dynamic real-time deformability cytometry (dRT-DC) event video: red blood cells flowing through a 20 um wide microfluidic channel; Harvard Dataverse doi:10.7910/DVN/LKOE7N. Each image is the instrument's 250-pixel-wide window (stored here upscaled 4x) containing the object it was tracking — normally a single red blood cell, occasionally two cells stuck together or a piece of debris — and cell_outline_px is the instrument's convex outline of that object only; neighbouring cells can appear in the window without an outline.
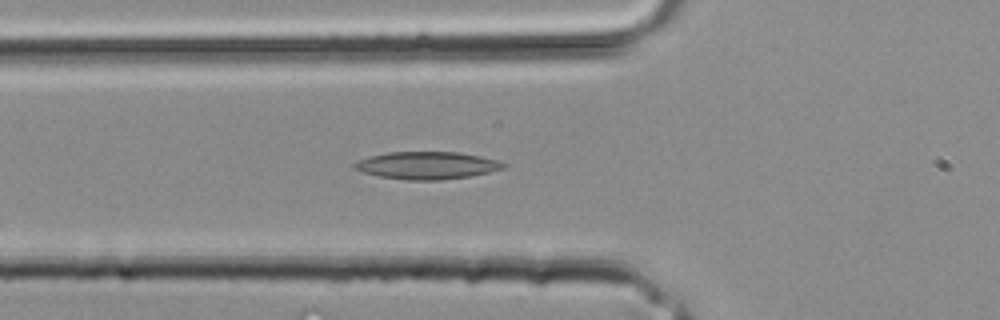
{"species": "common noctule bat (a hibernating species)", "species_latin": "Nyctalus noctula", "temperature_condition": "room temperature", "stored_images_in_passage": 25, "camera_frame_rate_fps": 3000, "um_per_image_px": 0.085, "animal": {"sex": "male", "body_mass_g": 20.4}, "frame": {"image": 1, "passage_image": 4, "time_ms": 1.0, "image_size_px": [1000, 320], "cell_outline_px": [[508, 164], [504, 168], [488, 172], [468, 176], [440, 180], [408, 180], [380, 176], [364, 172], [352, 168], [352, 164], [368, 156], [388, 152], [460, 152], [480, 156], [496, 160]], "centroid_in_image_um": [36.28, 14.05], "position_along_channel_um": 89.5, "area_um2": 23.7}}
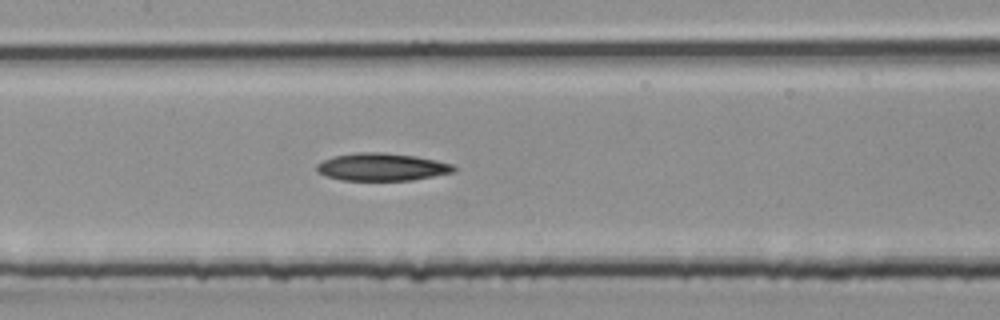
{"frame": {"image": 2, "passage_image": 8, "time_ms": 2.333, "image_size_px": [1000, 320], "cell_outline_px": [[456, 172], [412, 180], [340, 180], [316, 172], [316, 164], [332, 156], [356, 152], [384, 152], [416, 156], [436, 160], [452, 164], [456, 168]], "centroid_in_image_um": [32.46, 14.18], "position_along_channel_um": 174.9, "area_um2": 22.2}}
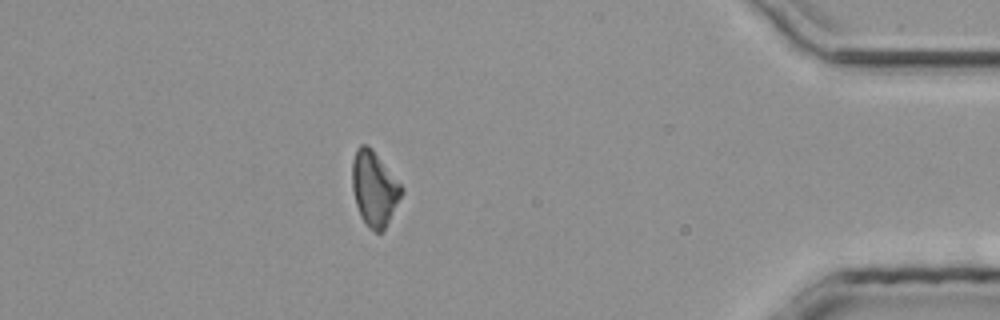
{"frame": {"image": 3, "passage_image": 21, "time_ms": 6.667, "image_size_px": [1000, 320], "cell_outline_px": [[404, 192], [384, 228], [380, 232], [376, 232], [360, 216], [356, 204], [352, 188], [352, 160], [356, 148], [360, 144], [368, 144], [372, 148], [404, 188]], "centroid_in_image_um": [31.8, 15.96], "position_along_channel_um": 403.4, "area_um2": 21.27}}